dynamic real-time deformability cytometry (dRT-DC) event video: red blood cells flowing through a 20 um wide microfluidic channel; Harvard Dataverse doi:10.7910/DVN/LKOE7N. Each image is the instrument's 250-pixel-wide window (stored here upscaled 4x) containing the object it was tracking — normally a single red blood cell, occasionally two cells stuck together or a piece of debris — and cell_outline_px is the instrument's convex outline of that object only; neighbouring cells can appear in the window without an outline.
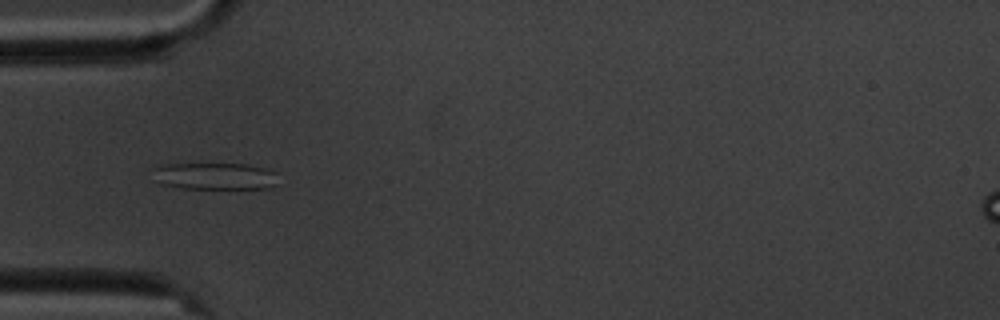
{"species": "common noctule bat (a hibernating species)", "species_latin": "Nyctalus noctula", "temperature_condition": "cold", "stored_images_in_passage": 7, "camera_frame_rate_fps": 3000, "um_per_image_px": 0.085, "animal": {"sex": "male", "body_mass_g": 20.1, "forearm_length_mm": 53.5}, "frame": {"image": 1, "passage_image": 5, "time_ms": 4.667, "image_size_px": [1000, 320], "cell_outline_px": [[280, 184], [268, 188], [180, 188], [160, 184], [156, 180], [152, 168], [168, 160], [248, 164], [264, 168], [276, 172]], "centroid_in_image_um": [18.17, 14.9], "position_along_channel_um": 66.8, "area_um2": 21.15}}
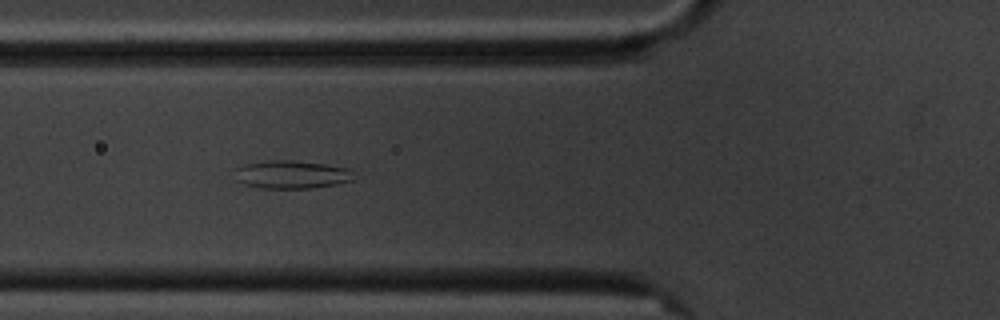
{"frame": {"image": 2, "passage_image": 6, "time_ms": 5.667, "image_size_px": [1000, 320], "cell_outline_px": [[356, 180], [336, 184], [312, 188], [260, 188], [244, 184], [236, 180], [236, 168], [244, 164], [268, 160], [292, 160], [324, 164], [352, 168], [356, 172]], "centroid_in_image_um": [24.87, 14.83], "position_along_channel_um": 100.9, "area_um2": 19.83}}